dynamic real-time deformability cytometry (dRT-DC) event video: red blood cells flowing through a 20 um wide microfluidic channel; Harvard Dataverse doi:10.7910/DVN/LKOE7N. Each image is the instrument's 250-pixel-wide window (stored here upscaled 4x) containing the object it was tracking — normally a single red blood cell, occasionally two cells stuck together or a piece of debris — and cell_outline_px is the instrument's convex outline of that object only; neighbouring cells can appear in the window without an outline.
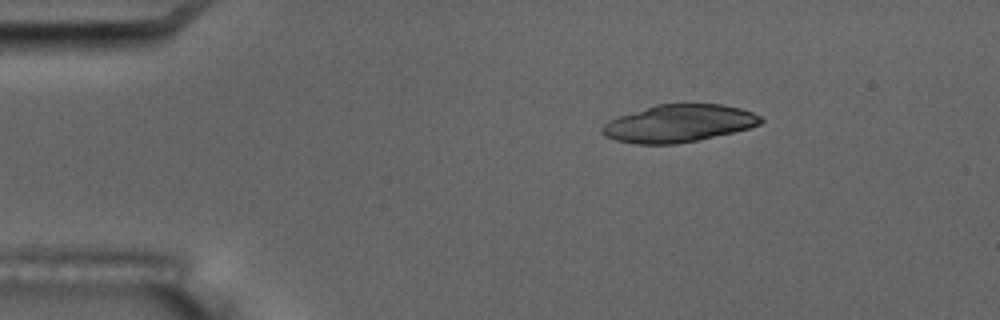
{"species": "common noctule bat (a hibernating species)", "species_latin": "Nyctalus noctula", "temperature_condition": "room temperature", "stored_images_in_passage": 4, "camera_frame_rate_fps": 3000, "um_per_image_px": 0.085, "animal": {"sex": "male", "body_mass_g": 17.5, "forearm_length_mm": 52.3}, "frame": {"image": 1, "passage_image": 1, "time_ms": 0.0, "image_size_px": [1000, 320], "cell_outline_px": [[764, 120], [760, 124], [748, 128], [732, 132], [696, 140], [676, 144], [636, 144], [616, 140], [604, 136], [600, 132], [600, 128], [608, 120], [656, 104], [720, 104], [740, 108], [752, 112], [760, 116]], "centroid_in_image_um": [57.66, 10.49], "position_along_channel_um": 27.3, "area_um2": 34.39}}